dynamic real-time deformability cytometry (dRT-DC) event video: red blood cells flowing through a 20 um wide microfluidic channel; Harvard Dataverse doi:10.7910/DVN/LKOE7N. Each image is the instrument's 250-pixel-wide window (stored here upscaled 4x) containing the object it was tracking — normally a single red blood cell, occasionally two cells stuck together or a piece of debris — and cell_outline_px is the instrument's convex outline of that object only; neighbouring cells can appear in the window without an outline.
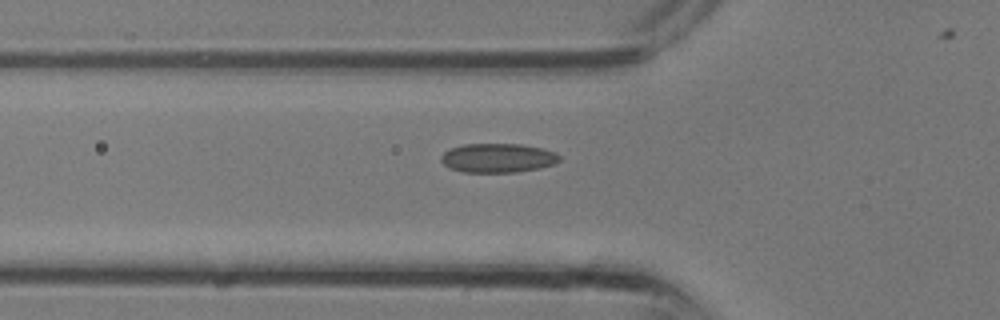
{"species": "common noctule bat (a hibernating species)", "species_latin": "Nyctalus noctula", "temperature_condition": "room temperature", "stored_images_in_passage": 28, "camera_frame_rate_fps": 3000, "um_per_image_px": 0.085, "animal": {"sex": "male", "body_mass_g": 13.3}, "frame": {"image": 1, "passage_image": 10, "time_ms": 3.0, "image_size_px": [1000, 320], "cell_outline_px": [[560, 160], [556, 164], [540, 168], [516, 172], [464, 172], [448, 168], [440, 160], [440, 156], [448, 148], [464, 144], [520, 144], [544, 148], [556, 152], [560, 156]], "centroid_in_image_um": [42.32, 13.42], "position_along_channel_um": 83.5, "area_um2": 20.4}}
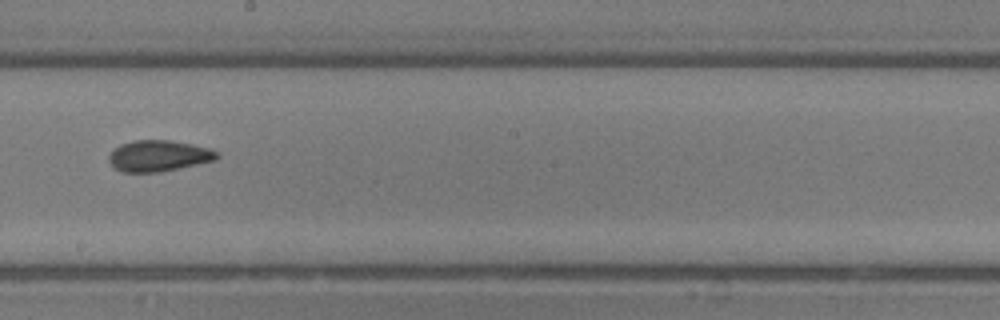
{"frame": {"image": 2, "passage_image": 17, "time_ms": 5.333, "image_size_px": [1000, 320], "cell_outline_px": [[220, 156], [216, 160], [180, 168], [160, 172], [120, 172], [112, 168], [108, 160], [108, 156], [112, 148], [120, 144], [132, 140], [168, 140], [192, 144], [208, 148], [220, 152]], "centroid_in_image_um": [13.44, 13.25], "position_along_channel_um": 234.8, "area_um2": 20.0}}
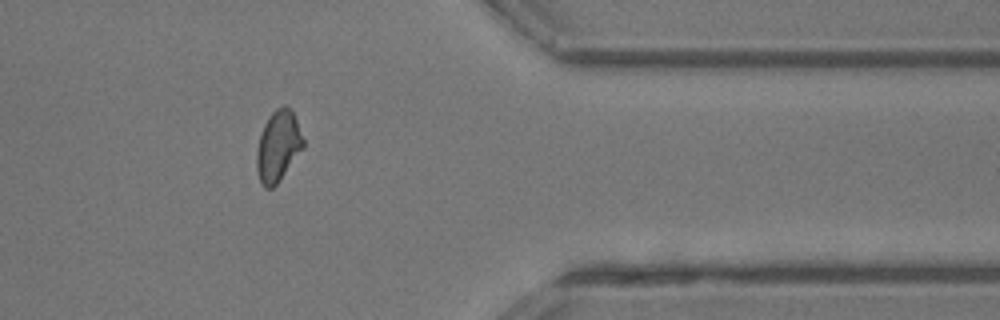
{"frame": {"image": 3, "passage_image": 25, "time_ms": 8.0, "image_size_px": [1000, 320], "cell_outline_px": [[304, 148], [276, 184], [272, 188], [264, 188], [260, 184], [256, 172], [256, 152], [260, 136], [264, 124], [268, 116], [276, 108], [284, 104], [292, 108], [304, 140]], "centroid_in_image_um": [23.63, 12.4], "position_along_channel_um": 387.8, "area_um2": 19.48}}